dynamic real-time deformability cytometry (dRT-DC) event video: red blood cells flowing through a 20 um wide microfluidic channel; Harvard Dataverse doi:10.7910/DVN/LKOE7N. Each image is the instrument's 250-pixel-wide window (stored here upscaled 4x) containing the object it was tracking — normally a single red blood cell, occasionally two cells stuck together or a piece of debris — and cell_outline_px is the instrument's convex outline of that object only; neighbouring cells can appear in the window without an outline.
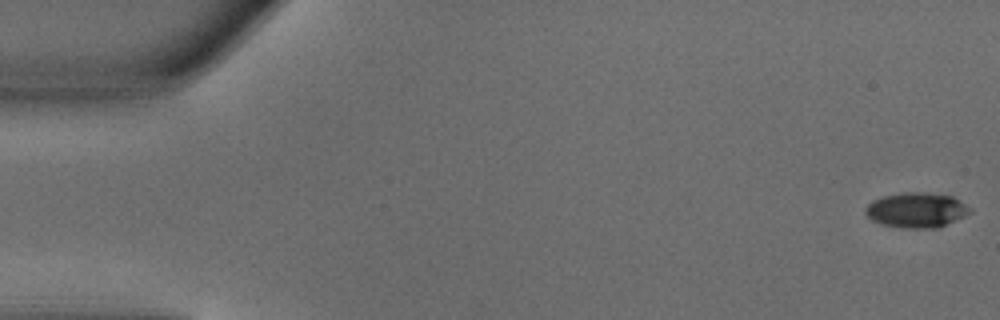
{"species": "common noctule bat (a hibernating species)", "species_latin": "Nyctalus noctula", "temperature_condition": "warm", "stored_images_in_passage": 42, "camera_frame_rate_fps": 3000, "um_per_image_px": 0.085, "animal": {"sex": "male", "body_mass_g": 18.8}, "frame": {"image": 1, "passage_image": 1, "time_ms": 0.0, "image_size_px": [1000, 320], "cell_outline_px": [[972, 212], [964, 216], [936, 228], [900, 228], [884, 224], [872, 220], [864, 212], [864, 208], [872, 200], [884, 196], [904, 192], [920, 192], [952, 196], [972, 208]], "centroid_in_image_um": [77.89, 17.85], "position_along_channel_um": 7.1, "area_um2": 21.21}}
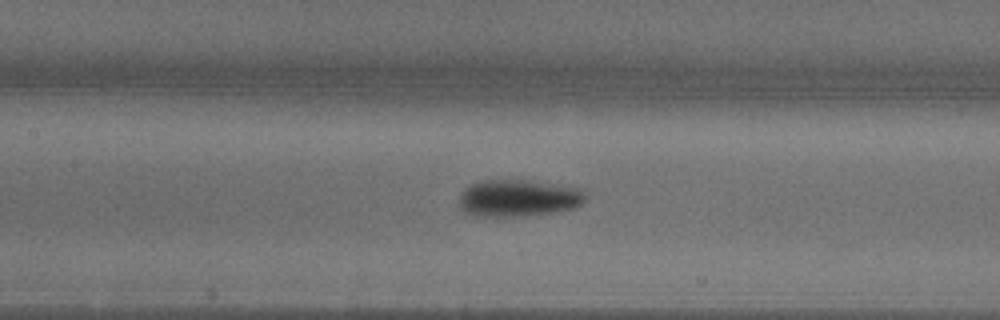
{"frame": {"image": 2, "passage_image": 23, "time_ms": 7.333, "image_size_px": [1000, 320], "cell_outline_px": [[584, 200], [580, 204], [572, 208], [552, 212], [516, 216], [472, 216], [464, 212], [460, 208], [460, 192], [472, 184], [480, 180], [536, 180], [584, 188]], "centroid_in_image_um": [44.05, 16.81], "position_along_channel_um": 163.3, "area_um2": 27.4}}
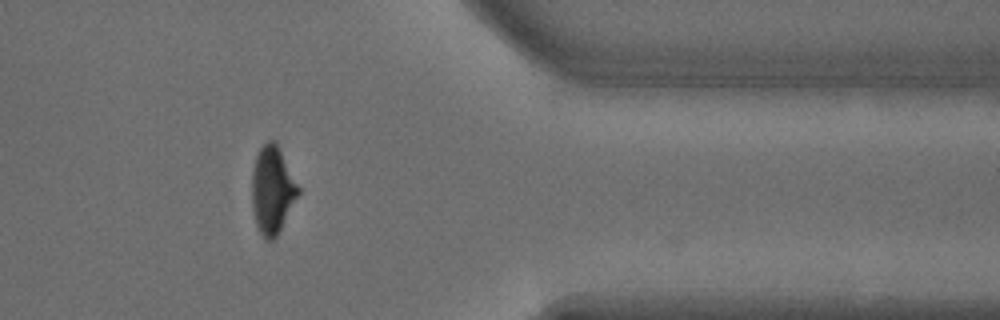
{"frame": {"image": 3, "passage_image": 41, "time_ms": 13.333, "image_size_px": [1000, 320], "cell_outline_px": [[300, 192], [276, 236], [272, 240], [264, 240], [256, 224], [252, 208], [252, 172], [256, 156], [260, 148], [268, 140], [276, 140], [300, 188]], "centroid_in_image_um": [23.14, 16.12], "position_along_channel_um": 388.3, "area_um2": 23.52}, "authors_computed_cell_mechanics": {"area_um2": 24.5361, "velocity_mm_per_s": 4.0486, "shape_relaxation_time_tau1_ms": 2.324, "shape_relaxation_time_tau2_ms": null, "deformation_change_tau1": 0.1734, "deformation_change_tau2": null}}